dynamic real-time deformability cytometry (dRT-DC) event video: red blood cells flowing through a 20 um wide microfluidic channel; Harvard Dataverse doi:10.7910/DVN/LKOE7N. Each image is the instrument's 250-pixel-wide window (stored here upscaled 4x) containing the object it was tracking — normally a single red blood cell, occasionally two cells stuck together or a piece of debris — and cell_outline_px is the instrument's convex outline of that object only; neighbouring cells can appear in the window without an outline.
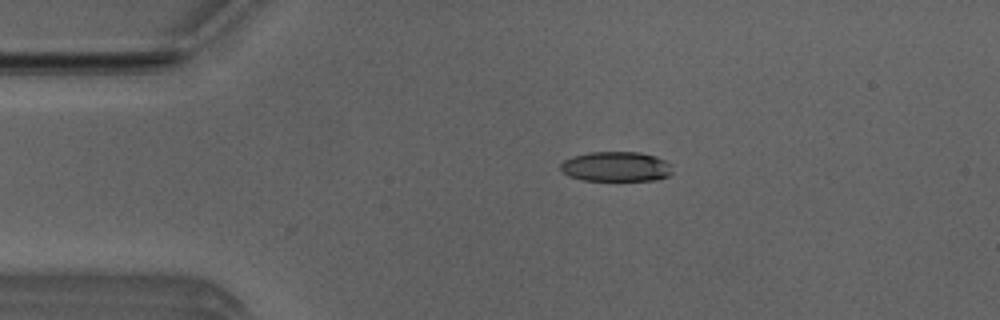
{"species": "Egyptian fruit bat (a non-hibernating species)", "species_latin": "Rousettus aegyptiacus", "temperature_condition": "room temperature", "stored_images_in_passage": 3, "camera_frame_rate_fps": 3000, "um_per_image_px": 0.085, "animal": {"sex": "male"}, "frame": {"image": 1, "passage_image": 2, "time_ms": 0.333, "image_size_px": [1000, 320], "cell_outline_px": [[672, 172], [668, 176], [656, 180], [584, 180], [568, 176], [560, 168], [560, 164], [564, 160], [572, 156], [588, 152], [640, 152], [656, 156], [664, 160], [668, 164]], "centroid_in_image_um": [52.34, 14.15], "position_along_channel_um": 32.7, "area_um2": 19.42}}